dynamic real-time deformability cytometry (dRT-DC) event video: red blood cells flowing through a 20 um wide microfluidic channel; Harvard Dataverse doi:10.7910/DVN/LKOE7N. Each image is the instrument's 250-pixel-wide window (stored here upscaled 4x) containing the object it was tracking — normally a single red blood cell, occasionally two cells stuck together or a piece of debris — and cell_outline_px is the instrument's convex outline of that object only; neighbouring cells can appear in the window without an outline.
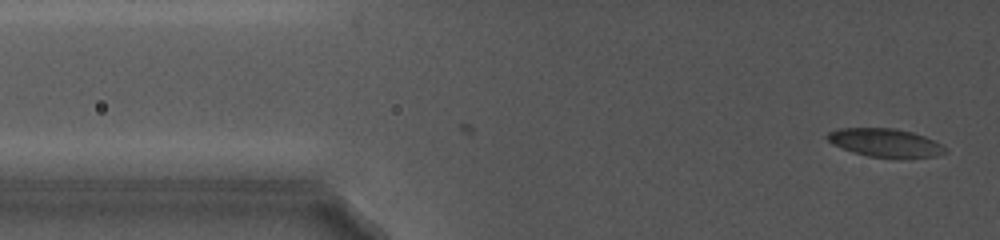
{"species": "common noctule bat (a hibernating species)", "species_latin": "Nyctalus noctula", "temperature_condition": "cold", "stored_images_in_passage": 6, "camera_frame_rate_fps": 5000, "um_per_image_px": 0.085, "animal": {"sex": "female", "body_mass_g": 19.0, "forearm_length_mm": 56.7}, "frame": {"image": 1, "passage_image": 6, "time_ms": 2.0, "image_size_px": [1000, 240], "cell_outline_px": [[948, 152], [936, 156], [868, 156], [852, 152], [832, 144], [824, 136], [828, 132], [836, 128], [896, 128], [912, 132], [924, 136], [940, 144]], "centroid_in_image_um": [75.16, 12.09], "position_along_channel_um": 50.6, "area_um2": 19.02}}